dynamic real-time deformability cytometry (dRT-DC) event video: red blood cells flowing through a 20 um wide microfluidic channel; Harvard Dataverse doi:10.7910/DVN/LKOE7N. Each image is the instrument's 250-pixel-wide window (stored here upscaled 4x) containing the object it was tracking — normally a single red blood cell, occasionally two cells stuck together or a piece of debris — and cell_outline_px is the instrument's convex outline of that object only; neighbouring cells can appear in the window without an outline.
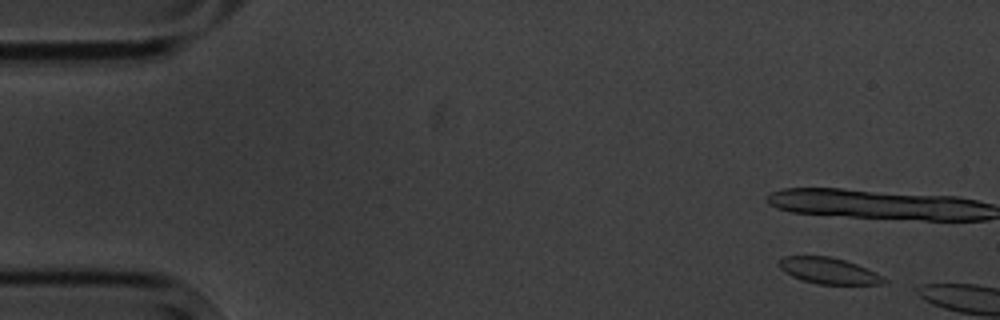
{"species": "common noctule bat (a hibernating species)", "species_latin": "Nyctalus noctula", "temperature_condition": "cold", "stored_images_in_passage": 2, "camera_frame_rate_fps": 3000, "um_per_image_px": 0.085, "animal": {"sex": "male", "body_mass_g": 20.1, "forearm_length_mm": 53.5}, "frame": {"image": 1, "passage_image": 1, "time_ms": 0.0, "image_size_px": [1000, 320], "cell_outline_px": [[888, 280], [880, 284], [816, 284], [792, 276], [784, 272], [776, 264], [784, 256], [828, 256], [844, 260], [856, 264], [876, 272], [884, 276]], "centroid_in_image_um": [70.43, 23.01], "position_along_channel_um": 14.6, "area_um2": 15.95}}